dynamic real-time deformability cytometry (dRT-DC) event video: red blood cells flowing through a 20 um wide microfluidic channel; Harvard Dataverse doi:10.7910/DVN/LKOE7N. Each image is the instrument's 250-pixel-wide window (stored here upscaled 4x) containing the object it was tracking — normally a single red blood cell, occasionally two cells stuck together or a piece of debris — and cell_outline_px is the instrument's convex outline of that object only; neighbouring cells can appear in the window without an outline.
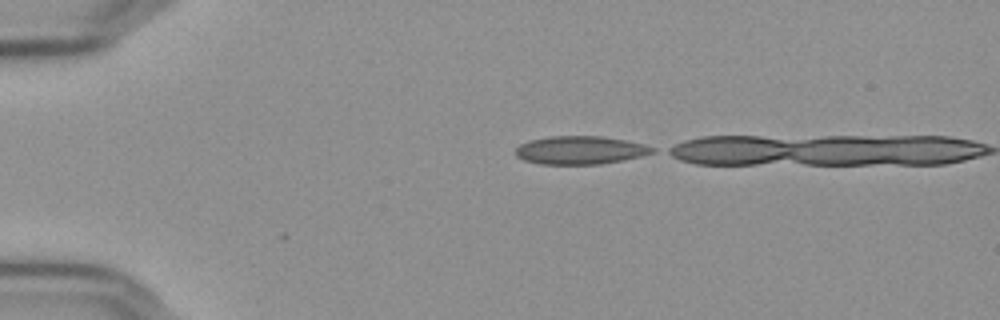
{"species": "Egyptian fruit bat (a non-hibernating species)", "species_latin": "Rousettus aegyptiacus", "temperature_condition": "cold", "stored_images_in_passage": 4, "camera_frame_rate_fps": 3000, "um_per_image_px": 0.085, "frame": {"image": 1, "passage_image": 1, "time_ms": 0.0, "image_size_px": [1000, 320], "cell_outline_px": [[656, 152], [640, 156], [600, 164], [540, 164], [524, 160], [516, 156], [516, 148], [520, 144], [528, 140], [548, 136], [604, 136], [644, 144], [656, 148]], "centroid_in_image_um": [49.3, 12.75], "position_along_channel_um": 35.7, "area_um2": 22.48}}